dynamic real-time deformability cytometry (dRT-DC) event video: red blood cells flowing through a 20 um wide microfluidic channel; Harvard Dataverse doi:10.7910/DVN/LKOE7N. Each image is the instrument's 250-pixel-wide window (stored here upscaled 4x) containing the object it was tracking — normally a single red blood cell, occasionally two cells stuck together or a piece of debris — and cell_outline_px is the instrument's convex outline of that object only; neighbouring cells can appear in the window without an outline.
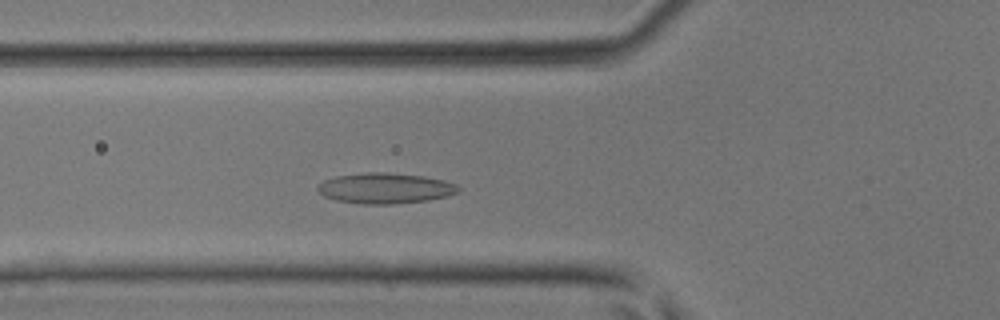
{"species": "common noctule bat (a hibernating species)", "species_latin": "Nyctalus noctula", "temperature_condition": "room temperature", "stored_images_in_passage": 41, "camera_frame_rate_fps": 3000, "um_per_image_px": 0.085, "animal": {"sex": "male", "body_mass_g": 17.9, "forearm_length_mm": 54.2}, "frame": {"image": 1, "passage_image": 12, "time_ms": 3.667, "image_size_px": [1000, 320], "cell_outline_px": [[460, 192], [448, 196], [428, 200], [392, 204], [364, 204], [336, 200], [324, 196], [316, 188], [324, 180], [336, 176], [364, 172], [388, 172], [424, 176], [444, 180], [456, 184], [460, 188]], "centroid_in_image_um": [32.77, 15.99], "position_along_channel_um": 93.0, "area_um2": 25.14}}
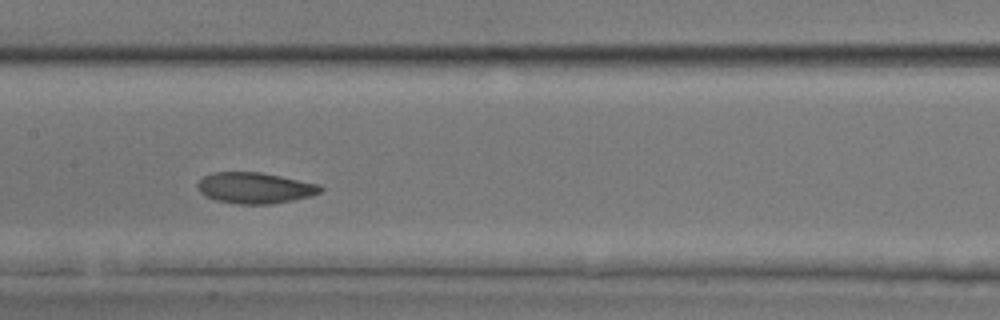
{"frame": {"image": 2, "passage_image": 18, "time_ms": 5.667, "image_size_px": [1000, 320], "cell_outline_px": [[324, 188], [320, 192], [312, 196], [272, 204], [236, 204], [216, 200], [204, 196], [200, 192], [196, 184], [204, 176], [212, 172], [260, 172], [320, 184]], "centroid_in_image_um": [21.66, 15.98], "position_along_channel_um": 185.7, "area_um2": 22.31}}
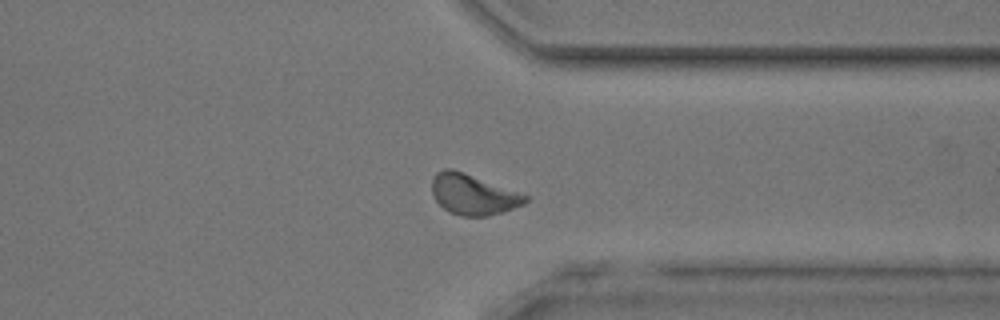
{"frame": {"image": 3, "passage_image": 30, "time_ms": 9.667, "image_size_px": [1000, 320], "cell_outline_px": [[528, 200], [524, 204], [488, 216], [460, 216], [448, 212], [432, 196], [432, 180], [436, 172], [444, 168], [452, 168], [464, 172], [528, 196]], "centroid_in_image_um": [40.16, 16.52], "position_along_channel_um": 371.2, "area_um2": 21.85}}